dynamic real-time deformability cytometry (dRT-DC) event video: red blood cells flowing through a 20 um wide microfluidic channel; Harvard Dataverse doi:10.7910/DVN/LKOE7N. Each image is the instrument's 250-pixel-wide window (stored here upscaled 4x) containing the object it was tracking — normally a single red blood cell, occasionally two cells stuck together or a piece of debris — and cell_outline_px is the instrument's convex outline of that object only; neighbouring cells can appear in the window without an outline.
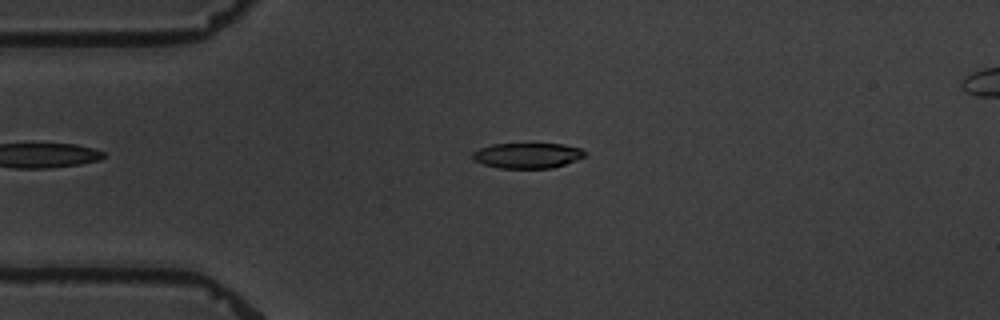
{"species": "common noctule bat (a hibernating species)", "species_latin": "Nyctalus noctula", "temperature_condition": "warm", "stored_images_in_passage": 4, "camera_frame_rate_fps": 3000, "um_per_image_px": 0.085, "animal": {"sex": "male", "body_mass_g": 19.5, "forearm_length_mm": 54.6}, "frame": {"image": 1, "passage_image": 2, "time_ms": 2.0, "image_size_px": [1000, 320], "cell_outline_px": [[588, 156], [552, 168], [500, 168], [484, 164], [476, 160], [472, 156], [472, 152], [480, 148], [492, 144], [532, 140], [564, 144], [580, 148], [588, 152]], "centroid_in_image_um": [44.9, 13.15], "position_along_channel_um": 40.1, "area_um2": 17.63}}